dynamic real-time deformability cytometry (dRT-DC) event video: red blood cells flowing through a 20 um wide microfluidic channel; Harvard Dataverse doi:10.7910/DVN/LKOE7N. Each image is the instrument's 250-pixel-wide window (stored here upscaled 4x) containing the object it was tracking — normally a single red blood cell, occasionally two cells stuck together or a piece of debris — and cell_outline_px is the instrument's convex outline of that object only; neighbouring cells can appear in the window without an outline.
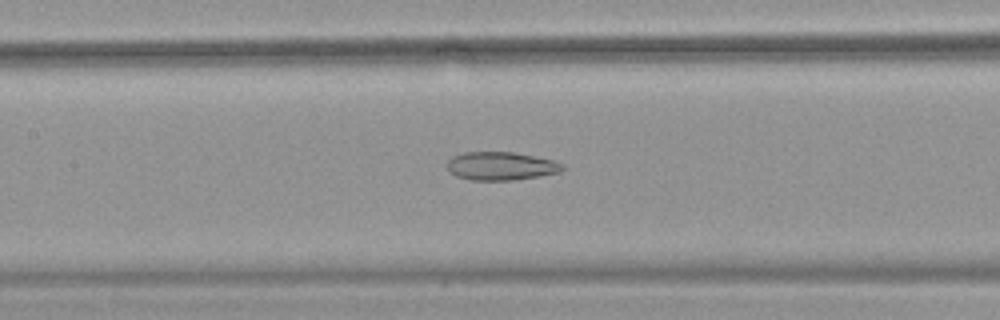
{"species": "common noctule bat (a hibernating species)", "species_latin": "Nyctalus noctula", "temperature_condition": "warm", "stored_images_in_passage": 43, "camera_frame_rate_fps": 3000, "um_per_image_px": 0.085, "animal": {"sex": "female", "body_mass_g": 18.4}, "frame": {"image": 1, "passage_image": 20, "time_ms": 6.333, "image_size_px": [1000, 320], "cell_outline_px": [[564, 168], [560, 172], [512, 180], [468, 180], [456, 176], [448, 172], [448, 160], [452, 156], [464, 152], [512, 152], [552, 160], [564, 164]], "centroid_in_image_um": [42.53, 14.11], "position_along_channel_um": 164.9, "area_um2": 18.9}}
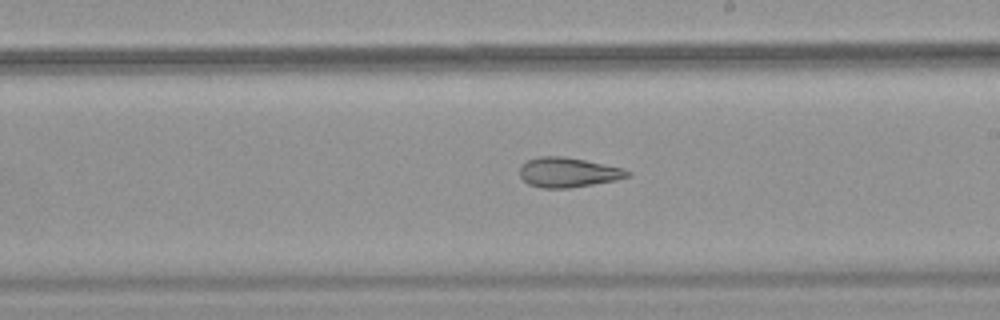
{"frame": {"image": 2, "passage_image": 26, "time_ms": 8.333, "image_size_px": [1000, 320], "cell_outline_px": [[632, 176], [616, 180], [568, 188], [540, 188], [528, 184], [520, 176], [520, 168], [528, 160], [540, 156], [564, 156], [624, 168], [632, 172]], "centroid_in_image_um": [48.32, 14.65], "position_along_channel_um": 240.7, "area_um2": 18.67}}
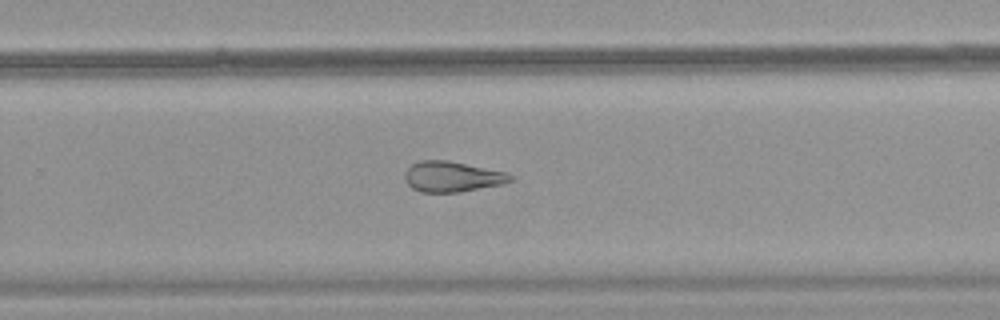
{"frame": {"image": 3, "passage_image": 30, "time_ms": 9.667, "image_size_px": [1000, 320], "cell_outline_px": [[512, 180], [500, 184], [456, 192], [420, 192], [412, 188], [404, 180], [404, 172], [412, 164], [420, 160], [448, 160], [504, 172], [512, 176]], "centroid_in_image_um": [38.35, 15.01], "position_along_channel_um": 291.5, "area_um2": 18.44}, "authors_computed_cell_mechanics": {"area_um2": 21.964, "velocity_mm_per_s": 3.8177, "shape_relaxation_time_tau1_ms": null, "shape_relaxation_time_tau2_ms": 3.0337, "deformation_change_tau1": null, "deformation_change_tau2": 0.1313}}